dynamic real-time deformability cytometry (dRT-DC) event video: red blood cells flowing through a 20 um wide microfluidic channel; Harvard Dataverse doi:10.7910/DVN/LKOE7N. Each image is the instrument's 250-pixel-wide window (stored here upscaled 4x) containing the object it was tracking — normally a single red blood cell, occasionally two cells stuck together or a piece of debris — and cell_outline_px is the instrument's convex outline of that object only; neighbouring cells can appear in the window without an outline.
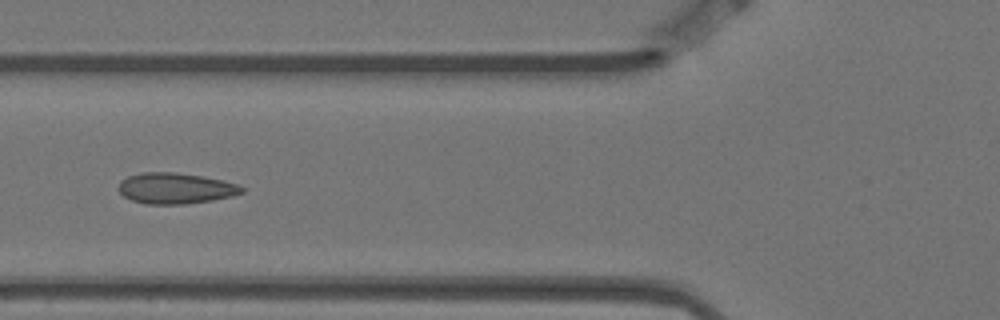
{"species": "Egyptian fruit bat (a non-hibernating species)", "species_latin": "Rousettus aegyptiacus", "temperature_condition": "warm", "stored_images_in_passage": 6, "camera_frame_rate_fps": 3000, "um_per_image_px": 0.085, "animal": {"sex": "female"}, "frame": {"image": 1, "passage_image": 6, "time_ms": 1.667, "image_size_px": [1000, 320], "cell_outline_px": [[244, 192], [232, 196], [212, 200], [184, 204], [144, 204], [132, 200], [124, 196], [116, 188], [120, 180], [128, 176], [140, 172], [176, 172], [204, 176], [236, 184], [244, 188]], "centroid_in_image_um": [14.87, 16.0], "position_along_channel_um": 110.9, "area_um2": 22.31}}